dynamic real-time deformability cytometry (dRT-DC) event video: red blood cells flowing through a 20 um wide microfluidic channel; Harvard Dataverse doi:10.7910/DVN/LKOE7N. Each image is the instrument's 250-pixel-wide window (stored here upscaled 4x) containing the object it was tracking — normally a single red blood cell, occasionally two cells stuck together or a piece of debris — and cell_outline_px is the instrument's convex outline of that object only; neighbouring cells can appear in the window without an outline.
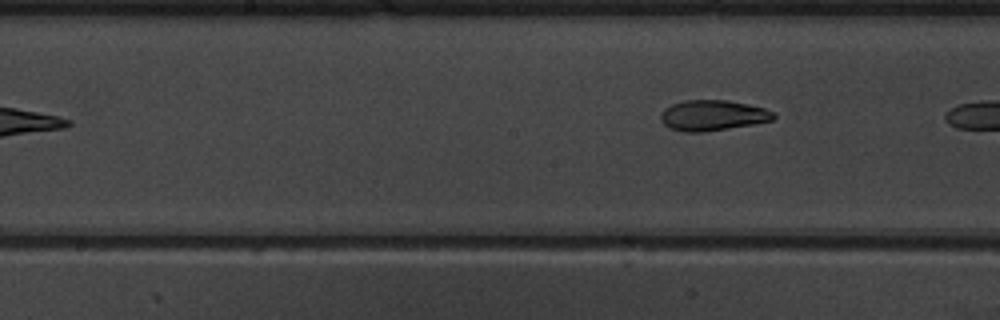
{"species": "common noctule bat (a hibernating species)", "species_latin": "Nyctalus noctula", "temperature_condition": "warm", "stored_images_in_passage": 9, "camera_frame_rate_fps": 3000, "um_per_image_px": 0.085, "animal": {"sex": "male", "body_mass_g": 19.5, "forearm_length_mm": 54.6}, "frame": {"image": 1, "passage_image": 9, "time_ms": 10.0, "image_size_px": [1000, 320], "cell_outline_px": [[776, 116], [772, 120], [756, 124], [704, 132], [684, 132], [668, 128], [660, 120], [660, 116], [664, 108], [672, 104], [684, 100], [728, 100], [748, 104], [764, 108], [772, 112]], "centroid_in_image_um": [60.55, 9.81], "position_along_channel_um": 187.6, "area_um2": 20.23}}